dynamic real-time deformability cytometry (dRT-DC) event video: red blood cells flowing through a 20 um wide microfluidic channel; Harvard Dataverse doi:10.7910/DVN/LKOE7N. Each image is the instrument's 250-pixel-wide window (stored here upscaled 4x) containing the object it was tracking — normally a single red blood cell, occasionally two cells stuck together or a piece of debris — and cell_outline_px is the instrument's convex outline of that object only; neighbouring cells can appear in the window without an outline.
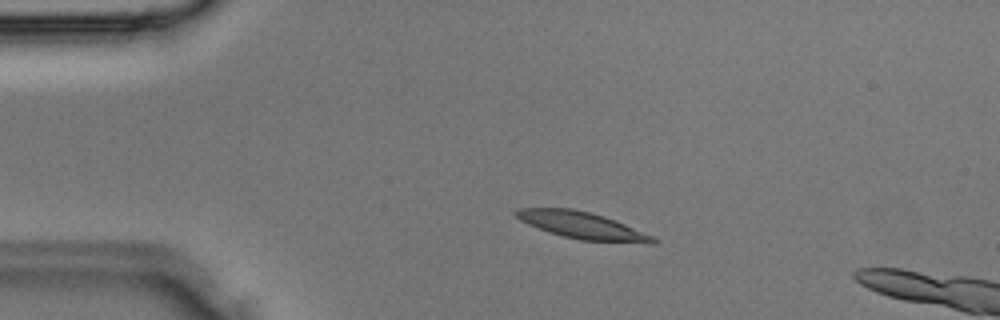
{"species": "Egyptian fruit bat (a non-hibernating species)", "species_latin": "Rousettus aegyptiacus", "temperature_condition": "room temperature", "stored_images_in_passage": 35, "segment_of_instrument_passage": [1, 2], "camera_frame_rate_fps": 3000, "um_per_image_px": 0.085, "animal": {"sex": "male"}, "frame": {"image": 1, "passage_image": 6, "time_ms": 1.667, "image_size_px": [1000, 320], "cell_outline_px": [[660, 240], [656, 244], [648, 244], [580, 240], [548, 232], [528, 224], [520, 220], [512, 212], [520, 208], [572, 208], [604, 216], [624, 224], [652, 236]], "centroid_in_image_um": [49.5, 19.17], "position_along_channel_um": 35.5, "area_um2": 21.44}}
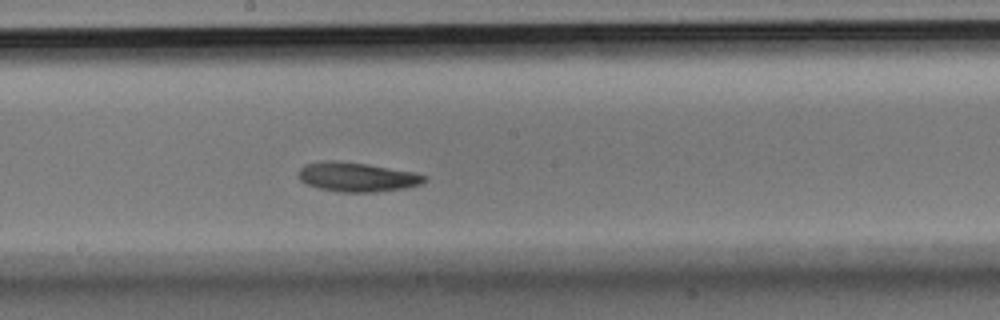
{"frame": {"image": 2, "passage_image": 18, "time_ms": 5.667, "image_size_px": [1000, 320], "cell_outline_px": [[428, 180], [424, 184], [404, 188], [376, 192], [340, 192], [320, 188], [308, 184], [300, 180], [300, 168], [304, 164], [320, 160], [340, 160], [368, 164], [412, 172], [428, 176]], "centroid_in_image_um": [30.38, 15.03], "position_along_channel_um": 217.8, "area_um2": 21.68}}
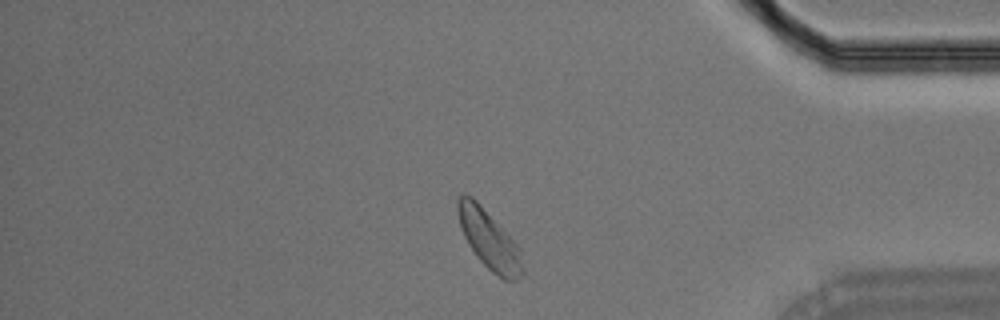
{"frame": {"image": 3, "passage_image": 29, "time_ms": 9.333, "image_size_px": [1000, 320], "cell_outline_px": [[524, 272], [516, 280], [504, 280], [492, 272], [480, 260], [468, 244], [460, 228], [456, 212], [456, 200], [460, 192], [464, 192], [472, 196], [480, 204], [520, 248], [524, 268]], "centroid_in_image_um": [41.53, 20.33], "position_along_channel_um": 393.7, "area_um2": 22.31}}